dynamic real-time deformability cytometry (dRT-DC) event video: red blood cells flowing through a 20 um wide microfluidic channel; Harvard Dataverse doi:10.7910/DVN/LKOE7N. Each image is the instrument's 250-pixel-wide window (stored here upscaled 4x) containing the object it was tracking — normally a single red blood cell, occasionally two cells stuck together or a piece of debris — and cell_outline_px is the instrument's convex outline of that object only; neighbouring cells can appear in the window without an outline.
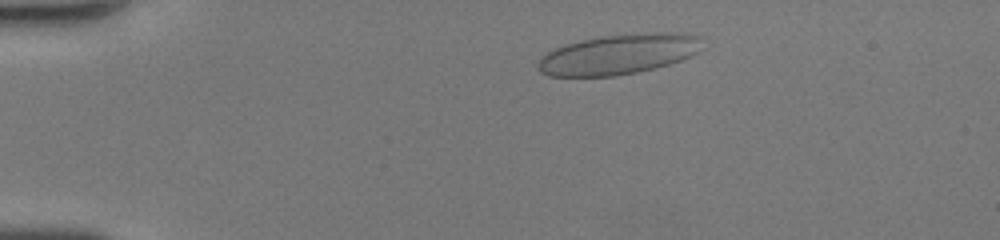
{"species": "human", "species_latin": "Homo sapiens", "temperature_condition": "room temperature", "stored_images_in_passage": 44, "segment_of_instrument_passage": [1, 2], "camera_frame_rate_fps": 3000, "um_per_image_px": 0.085, "donor": {"sex": "female"}, "frame": {"image": 1, "passage_image": 5, "time_ms": 1.333, "image_size_px": [1000, 240], "cell_outline_px": [[704, 36], [696, 52], [680, 60], [668, 64], [636, 72], [616, 76], [548, 76], [540, 72], [536, 68], [536, 64], [540, 56], [556, 48], [580, 40], [600, 36], [648, 32], [684, 32]], "centroid_in_image_um": [52.56, 4.6], "position_along_channel_um": 32.4, "area_um2": 38.55}}
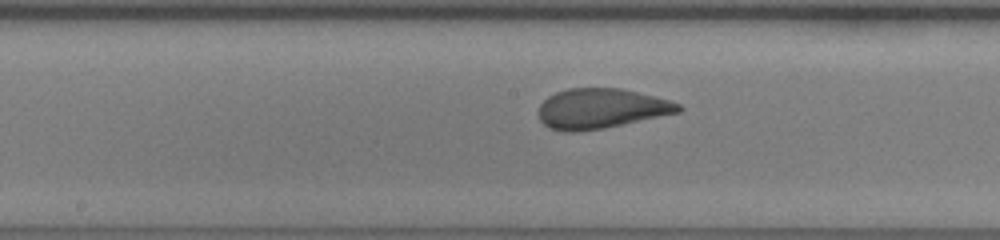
{"frame": {"image": 2, "passage_image": 21, "time_ms": 6.667, "image_size_px": [1000, 240], "cell_outline_px": [[684, 108], [680, 112], [604, 128], [576, 132], [564, 132], [548, 128], [540, 120], [540, 104], [548, 96], [556, 92], [568, 88], [620, 88], [656, 96], [680, 104]], "centroid_in_image_um": [51.09, 9.23], "position_along_channel_um": 197.1, "area_um2": 32.6}}
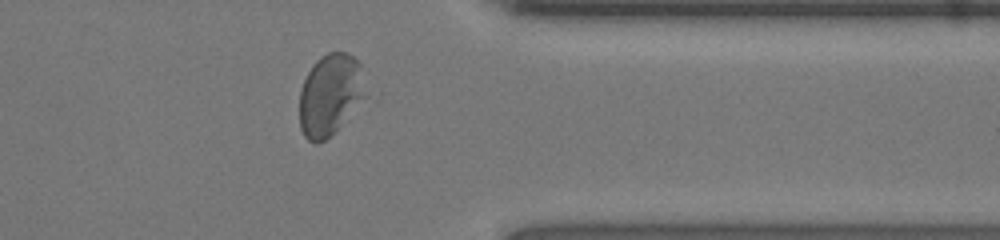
{"frame": {"image": 3, "passage_image": 34, "time_ms": 11.0, "image_size_px": [1000, 240], "cell_outline_px": [[380, 96], [376, 100], [324, 140], [316, 144], [308, 140], [304, 136], [300, 128], [300, 88], [312, 64], [320, 56], [328, 52], [348, 52], [360, 64], [380, 92]], "centroid_in_image_um": [28.36, 8.07], "position_along_channel_um": 383.0, "area_um2": 35.14}}